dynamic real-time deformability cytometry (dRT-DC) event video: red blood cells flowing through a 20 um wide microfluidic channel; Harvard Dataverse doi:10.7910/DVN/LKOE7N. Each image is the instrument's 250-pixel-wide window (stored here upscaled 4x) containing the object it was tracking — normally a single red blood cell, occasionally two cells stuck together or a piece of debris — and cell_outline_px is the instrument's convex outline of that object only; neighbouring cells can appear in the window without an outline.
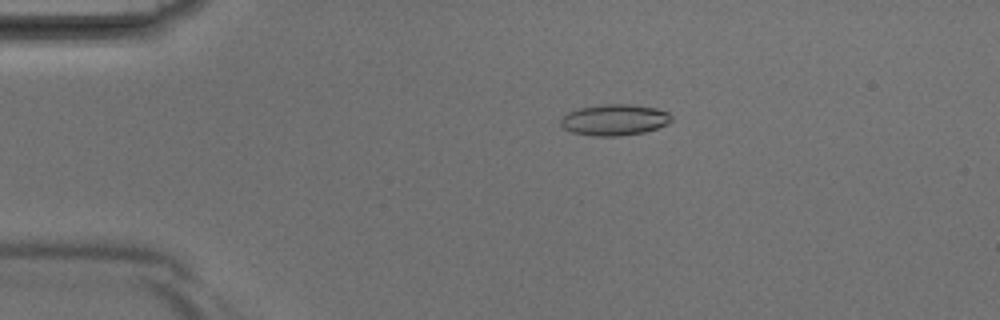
{"species": "Egyptian fruit bat (a non-hibernating species)", "species_latin": "Rousettus aegyptiacus", "temperature_condition": "room temperature", "stored_images_in_passage": 40, "camera_frame_rate_fps": 3000, "um_per_image_px": 0.085, "animal": {"sex": "male"}, "frame": {"image": 1, "passage_image": 8, "time_ms": 2.333, "image_size_px": [1000, 320], "cell_outline_px": [[672, 120], [668, 124], [644, 132], [620, 136], [592, 136], [572, 132], [564, 128], [560, 124], [560, 120], [568, 112], [576, 108], [604, 104], [632, 104], [656, 108], [668, 112], [672, 116]], "centroid_in_image_um": [52.23, 10.18], "position_along_channel_um": 32.8, "area_um2": 20.23}}
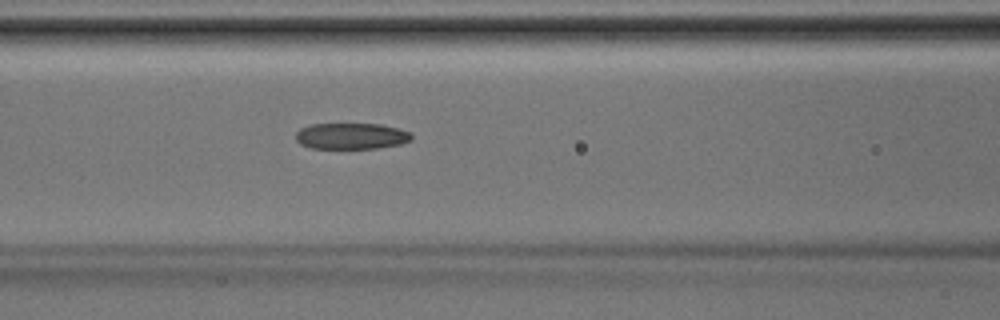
{"frame": {"image": 2, "passage_image": 17, "time_ms": 5.333, "image_size_px": [1000, 320], "cell_outline_px": [[412, 140], [400, 144], [376, 148], [312, 148], [300, 144], [296, 140], [296, 132], [300, 128], [312, 124], [380, 124], [400, 128], [412, 132]], "centroid_in_image_um": [29.89, 11.56], "position_along_channel_um": 136.7, "area_um2": 17.74}}
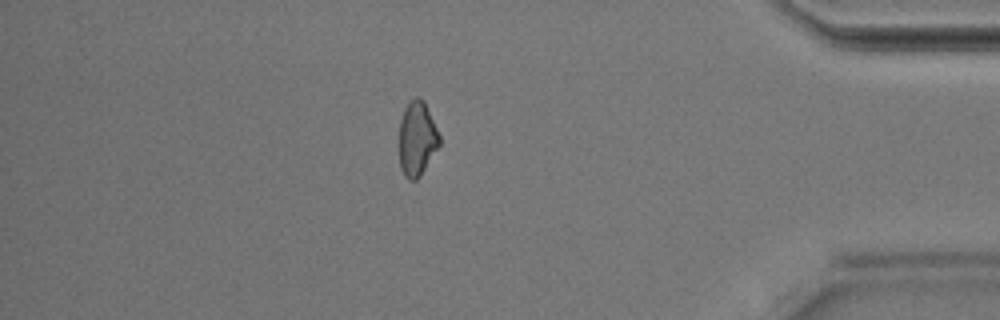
{"frame": {"image": 3, "passage_image": 35, "time_ms": 11.333, "image_size_px": [1000, 320], "cell_outline_px": [[440, 144], [420, 176], [416, 180], [408, 180], [404, 176], [400, 168], [400, 120], [404, 108], [416, 96], [420, 96], [424, 100], [440, 136]], "centroid_in_image_um": [35.45, 11.79], "position_along_channel_um": 399.8, "area_um2": 17.4}}